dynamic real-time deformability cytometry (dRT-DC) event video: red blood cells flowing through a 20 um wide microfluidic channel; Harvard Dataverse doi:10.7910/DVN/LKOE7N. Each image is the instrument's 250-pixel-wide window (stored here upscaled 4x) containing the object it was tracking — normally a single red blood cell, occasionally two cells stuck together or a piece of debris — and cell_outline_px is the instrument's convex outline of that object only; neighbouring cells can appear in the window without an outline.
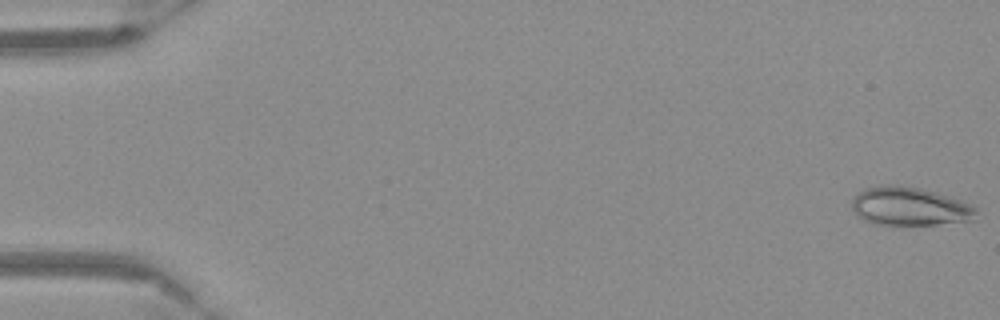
{"species": "Egyptian fruit bat (a non-hibernating species)", "species_latin": "Rousettus aegyptiacus", "temperature_condition": "warm", "stored_images_in_passage": 55, "camera_frame_rate_fps": 3000, "um_per_image_px": 0.085, "frame": {"image": 1, "passage_image": 1, "time_ms": 0.0, "image_size_px": [1000, 320], "cell_outline_px": [[976, 220], [936, 224], [892, 228], [872, 224], [856, 216], [852, 208], [852, 200], [864, 188], [888, 184], [920, 188], [936, 192], [960, 200], [976, 208]], "centroid_in_image_um": [77.28, 17.6], "position_along_channel_um": 7.7, "area_um2": 28.61}}
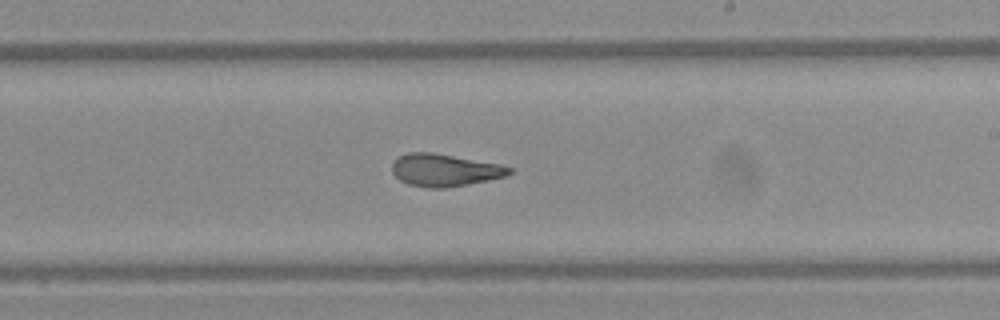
{"frame": {"image": 2, "passage_image": 33, "time_ms": 10.667, "image_size_px": [1000, 320], "cell_outline_px": [[512, 172], [504, 176], [444, 188], [428, 188], [408, 184], [400, 180], [392, 172], [392, 164], [400, 156], [408, 152], [432, 152], [500, 164], [512, 168]], "centroid_in_image_um": [37.75, 14.45], "position_along_channel_um": 251.2, "area_um2": 21.73}}
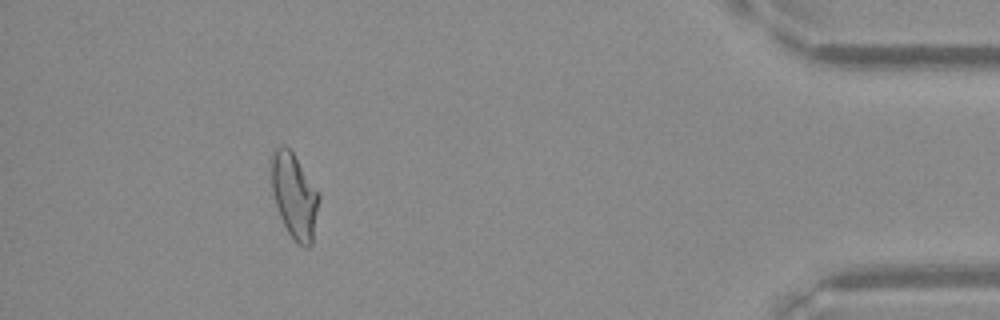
{"frame": {"image": 3, "passage_image": 50, "time_ms": 16.333, "image_size_px": [1000, 320], "cell_outline_px": [[320, 200], [312, 244], [308, 248], [304, 248], [296, 244], [288, 232], [280, 216], [272, 192], [272, 152], [276, 148], [284, 144], [292, 152], [320, 192]], "centroid_in_image_um": [25.06, 16.69], "position_along_channel_um": 410.1, "area_um2": 23.7}}